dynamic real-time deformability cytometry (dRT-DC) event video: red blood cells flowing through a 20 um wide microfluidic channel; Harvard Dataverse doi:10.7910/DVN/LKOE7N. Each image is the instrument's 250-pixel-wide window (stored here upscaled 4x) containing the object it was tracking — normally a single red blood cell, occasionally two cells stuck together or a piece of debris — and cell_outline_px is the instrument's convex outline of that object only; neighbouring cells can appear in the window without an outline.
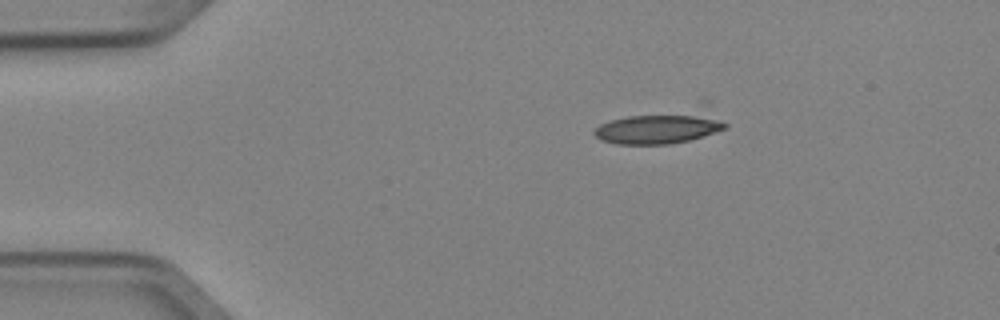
{"species": "Egyptian fruit bat (a non-hibernating species)", "species_latin": "Rousettus aegyptiacus", "temperature_condition": "cold", "stored_images_in_passage": 4, "camera_frame_rate_fps": 3000, "um_per_image_px": 0.085, "animal": {"sex": "female"}, "frame": {"image": 1, "passage_image": 1, "time_ms": 0.0, "image_size_px": [1000, 320], "cell_outline_px": [[728, 128], [688, 140], [668, 144], [616, 144], [600, 140], [592, 132], [600, 124], [608, 120], [628, 116], [704, 104], [708, 104], [728, 124]], "centroid_in_image_um": [56.27, 10.74], "position_along_channel_um": 28.7, "area_um2": 26.24}}
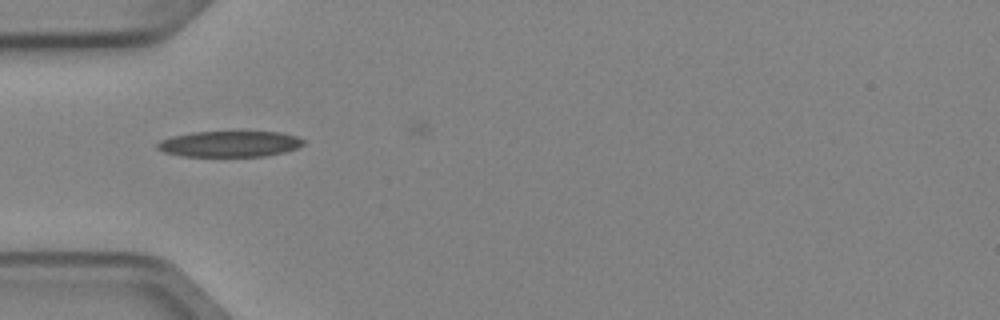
{"frame": {"image": 2, "passage_image": 3, "time_ms": 0.667, "image_size_px": [1000, 320], "cell_outline_px": [[304, 144], [296, 148], [284, 152], [264, 156], [180, 156], [164, 152], [156, 148], [156, 144], [160, 140], [172, 136], [192, 132], [280, 132], [296, 136], [304, 140]], "centroid_in_image_um": [19.49, 12.23], "position_along_channel_um": 65.5, "area_um2": 22.02}}